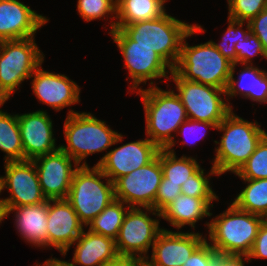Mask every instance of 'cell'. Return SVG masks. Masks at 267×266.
<instances>
[{"instance_id": "6da1fadb", "label": "cell", "mask_w": 267, "mask_h": 266, "mask_svg": "<svg viewBox=\"0 0 267 266\" xmlns=\"http://www.w3.org/2000/svg\"><path fill=\"white\" fill-rule=\"evenodd\" d=\"M145 111L146 137L159 149L173 150L176 141L173 132L188 119L186 109L174 90L156 86L137 90Z\"/></svg>"}, {"instance_id": "7a4b0ae2", "label": "cell", "mask_w": 267, "mask_h": 266, "mask_svg": "<svg viewBox=\"0 0 267 266\" xmlns=\"http://www.w3.org/2000/svg\"><path fill=\"white\" fill-rule=\"evenodd\" d=\"M203 32L205 30L198 24L187 32L181 44L178 62L173 70L185 80L226 89L232 62L224 57L211 41L195 46H189L186 42V38Z\"/></svg>"}, {"instance_id": "3957f363", "label": "cell", "mask_w": 267, "mask_h": 266, "mask_svg": "<svg viewBox=\"0 0 267 266\" xmlns=\"http://www.w3.org/2000/svg\"><path fill=\"white\" fill-rule=\"evenodd\" d=\"M223 132L215 149L213 167L220 175L226 172L236 173L253 154L257 144L267 134L258 122H249L234 114L233 110L218 124Z\"/></svg>"}, {"instance_id": "277c9868", "label": "cell", "mask_w": 267, "mask_h": 266, "mask_svg": "<svg viewBox=\"0 0 267 266\" xmlns=\"http://www.w3.org/2000/svg\"><path fill=\"white\" fill-rule=\"evenodd\" d=\"M264 220V217L243 211L231 203L206 224L209 244L219 254L248 256Z\"/></svg>"}, {"instance_id": "5b68a950", "label": "cell", "mask_w": 267, "mask_h": 266, "mask_svg": "<svg viewBox=\"0 0 267 266\" xmlns=\"http://www.w3.org/2000/svg\"><path fill=\"white\" fill-rule=\"evenodd\" d=\"M63 131L67 145H59V148L79 166L80 163L88 166L86 161H82L90 154L107 151L109 147L123 140L121 133L111 130L105 121L97 119L89 112L68 111Z\"/></svg>"}, {"instance_id": "8992f818", "label": "cell", "mask_w": 267, "mask_h": 266, "mask_svg": "<svg viewBox=\"0 0 267 266\" xmlns=\"http://www.w3.org/2000/svg\"><path fill=\"white\" fill-rule=\"evenodd\" d=\"M193 26L165 12L157 19L132 23L120 29L134 41V45L153 49L173 69L180 56L182 41Z\"/></svg>"}, {"instance_id": "52a82bcc", "label": "cell", "mask_w": 267, "mask_h": 266, "mask_svg": "<svg viewBox=\"0 0 267 266\" xmlns=\"http://www.w3.org/2000/svg\"><path fill=\"white\" fill-rule=\"evenodd\" d=\"M105 179V183L101 179ZM66 200L84 226L115 200L114 183L98 166H78Z\"/></svg>"}, {"instance_id": "ba28073f", "label": "cell", "mask_w": 267, "mask_h": 266, "mask_svg": "<svg viewBox=\"0 0 267 266\" xmlns=\"http://www.w3.org/2000/svg\"><path fill=\"white\" fill-rule=\"evenodd\" d=\"M44 56L34 37L0 41V94L6 101L42 65Z\"/></svg>"}, {"instance_id": "9c48e42d", "label": "cell", "mask_w": 267, "mask_h": 266, "mask_svg": "<svg viewBox=\"0 0 267 266\" xmlns=\"http://www.w3.org/2000/svg\"><path fill=\"white\" fill-rule=\"evenodd\" d=\"M170 75L169 80L176 84V94L186 109L188 119L218 125L232 111L230 103L223 98L225 89L185 80L174 70Z\"/></svg>"}, {"instance_id": "30bf717a", "label": "cell", "mask_w": 267, "mask_h": 266, "mask_svg": "<svg viewBox=\"0 0 267 266\" xmlns=\"http://www.w3.org/2000/svg\"><path fill=\"white\" fill-rule=\"evenodd\" d=\"M144 209L146 211H143ZM144 209H128L115 240L120 257H147L149 248L153 247L157 235L163 230L159 227V219L150 217L152 212V215L160 218V213L153 208Z\"/></svg>"}, {"instance_id": "8fae6325", "label": "cell", "mask_w": 267, "mask_h": 266, "mask_svg": "<svg viewBox=\"0 0 267 266\" xmlns=\"http://www.w3.org/2000/svg\"><path fill=\"white\" fill-rule=\"evenodd\" d=\"M109 34L122 53L124 67L129 71L128 74L133 83L130 90L136 92L137 87L141 83L146 84L147 80H151V87L155 86L152 80L160 78L169 80L170 76L167 74H171L173 69L157 52L149 47L134 45V41L121 29L115 28Z\"/></svg>"}, {"instance_id": "7c38bea8", "label": "cell", "mask_w": 267, "mask_h": 266, "mask_svg": "<svg viewBox=\"0 0 267 266\" xmlns=\"http://www.w3.org/2000/svg\"><path fill=\"white\" fill-rule=\"evenodd\" d=\"M162 178L159 150L150 163L114 182L115 199L129 207L153 208Z\"/></svg>"}, {"instance_id": "4fadbf2b", "label": "cell", "mask_w": 267, "mask_h": 266, "mask_svg": "<svg viewBox=\"0 0 267 266\" xmlns=\"http://www.w3.org/2000/svg\"><path fill=\"white\" fill-rule=\"evenodd\" d=\"M5 163V176H0L1 191L7 188L10 196L2 200L4 213L11 207L39 204L47 201L44 196L33 161Z\"/></svg>"}, {"instance_id": "5bb4252c", "label": "cell", "mask_w": 267, "mask_h": 266, "mask_svg": "<svg viewBox=\"0 0 267 266\" xmlns=\"http://www.w3.org/2000/svg\"><path fill=\"white\" fill-rule=\"evenodd\" d=\"M32 161L35 164L39 183L46 199H66L74 172L79 165L60 148Z\"/></svg>"}, {"instance_id": "9a60e30c", "label": "cell", "mask_w": 267, "mask_h": 266, "mask_svg": "<svg viewBox=\"0 0 267 266\" xmlns=\"http://www.w3.org/2000/svg\"><path fill=\"white\" fill-rule=\"evenodd\" d=\"M159 150L149 138L139 139L108 151L95 166L114 183L118 178L150 163Z\"/></svg>"}, {"instance_id": "2e32d148", "label": "cell", "mask_w": 267, "mask_h": 266, "mask_svg": "<svg viewBox=\"0 0 267 266\" xmlns=\"http://www.w3.org/2000/svg\"><path fill=\"white\" fill-rule=\"evenodd\" d=\"M47 221L48 247L67 255L84 230L77 213L66 199L48 200Z\"/></svg>"}, {"instance_id": "e0dca14e", "label": "cell", "mask_w": 267, "mask_h": 266, "mask_svg": "<svg viewBox=\"0 0 267 266\" xmlns=\"http://www.w3.org/2000/svg\"><path fill=\"white\" fill-rule=\"evenodd\" d=\"M24 151V160L55 152L56 139L53 137V123L46 111L17 114Z\"/></svg>"}, {"instance_id": "ac0fdd59", "label": "cell", "mask_w": 267, "mask_h": 266, "mask_svg": "<svg viewBox=\"0 0 267 266\" xmlns=\"http://www.w3.org/2000/svg\"><path fill=\"white\" fill-rule=\"evenodd\" d=\"M31 79L33 93L37 99L55 111L80 102L79 86L64 74L45 71L40 65L33 72Z\"/></svg>"}, {"instance_id": "d6986e66", "label": "cell", "mask_w": 267, "mask_h": 266, "mask_svg": "<svg viewBox=\"0 0 267 266\" xmlns=\"http://www.w3.org/2000/svg\"><path fill=\"white\" fill-rule=\"evenodd\" d=\"M206 240L194 232H174L163 229L152 247L151 260L159 266H183L185 261Z\"/></svg>"}, {"instance_id": "ffe728a7", "label": "cell", "mask_w": 267, "mask_h": 266, "mask_svg": "<svg viewBox=\"0 0 267 266\" xmlns=\"http://www.w3.org/2000/svg\"><path fill=\"white\" fill-rule=\"evenodd\" d=\"M49 19L18 0H0V41L34 37Z\"/></svg>"}, {"instance_id": "44dd1931", "label": "cell", "mask_w": 267, "mask_h": 266, "mask_svg": "<svg viewBox=\"0 0 267 266\" xmlns=\"http://www.w3.org/2000/svg\"><path fill=\"white\" fill-rule=\"evenodd\" d=\"M76 247L73 261L75 266H104L120 258L116 242L112 238L83 230L74 242Z\"/></svg>"}, {"instance_id": "7402d4cb", "label": "cell", "mask_w": 267, "mask_h": 266, "mask_svg": "<svg viewBox=\"0 0 267 266\" xmlns=\"http://www.w3.org/2000/svg\"><path fill=\"white\" fill-rule=\"evenodd\" d=\"M10 212H15L16 229L24 240L35 247L48 248V200L39 204L11 207L4 213V219L8 218Z\"/></svg>"}, {"instance_id": "603a6c76", "label": "cell", "mask_w": 267, "mask_h": 266, "mask_svg": "<svg viewBox=\"0 0 267 266\" xmlns=\"http://www.w3.org/2000/svg\"><path fill=\"white\" fill-rule=\"evenodd\" d=\"M238 64H232L231 75L225 89L226 99L237 95L249 99L252 102L267 104V71L259 69L249 64H244L239 77L234 78L235 67ZM228 97V98H227Z\"/></svg>"}, {"instance_id": "cb8c5ba5", "label": "cell", "mask_w": 267, "mask_h": 266, "mask_svg": "<svg viewBox=\"0 0 267 266\" xmlns=\"http://www.w3.org/2000/svg\"><path fill=\"white\" fill-rule=\"evenodd\" d=\"M210 207L202 198L191 197L181 193L160 212V217L169 221L176 229H181L185 225L195 228V223L198 220L203 219L205 216L211 217Z\"/></svg>"}, {"instance_id": "d4e9b609", "label": "cell", "mask_w": 267, "mask_h": 266, "mask_svg": "<svg viewBox=\"0 0 267 266\" xmlns=\"http://www.w3.org/2000/svg\"><path fill=\"white\" fill-rule=\"evenodd\" d=\"M166 1L168 0H117V21H111L110 32L132 23L161 17L166 12Z\"/></svg>"}, {"instance_id": "484cf974", "label": "cell", "mask_w": 267, "mask_h": 266, "mask_svg": "<svg viewBox=\"0 0 267 266\" xmlns=\"http://www.w3.org/2000/svg\"><path fill=\"white\" fill-rule=\"evenodd\" d=\"M160 163L163 178H167V183L180 186L201 168L195 158L185 155L177 158L174 150L167 149H160Z\"/></svg>"}, {"instance_id": "4316f807", "label": "cell", "mask_w": 267, "mask_h": 266, "mask_svg": "<svg viewBox=\"0 0 267 266\" xmlns=\"http://www.w3.org/2000/svg\"><path fill=\"white\" fill-rule=\"evenodd\" d=\"M0 150L5 162L24 161V151L17 114L0 110Z\"/></svg>"}, {"instance_id": "83f0119b", "label": "cell", "mask_w": 267, "mask_h": 266, "mask_svg": "<svg viewBox=\"0 0 267 266\" xmlns=\"http://www.w3.org/2000/svg\"><path fill=\"white\" fill-rule=\"evenodd\" d=\"M247 186L232 202L237 208L267 219V179H242Z\"/></svg>"}, {"instance_id": "f1b7e54d", "label": "cell", "mask_w": 267, "mask_h": 266, "mask_svg": "<svg viewBox=\"0 0 267 266\" xmlns=\"http://www.w3.org/2000/svg\"><path fill=\"white\" fill-rule=\"evenodd\" d=\"M121 200L112 201L97 217L89 223V230L116 240L124 217L130 208ZM127 207V208H126Z\"/></svg>"}, {"instance_id": "f546056e", "label": "cell", "mask_w": 267, "mask_h": 266, "mask_svg": "<svg viewBox=\"0 0 267 266\" xmlns=\"http://www.w3.org/2000/svg\"><path fill=\"white\" fill-rule=\"evenodd\" d=\"M235 174L241 179H267V134Z\"/></svg>"}, {"instance_id": "4dcf8cb0", "label": "cell", "mask_w": 267, "mask_h": 266, "mask_svg": "<svg viewBox=\"0 0 267 266\" xmlns=\"http://www.w3.org/2000/svg\"><path fill=\"white\" fill-rule=\"evenodd\" d=\"M210 175L219 176L213 166L208 176H205L204 169L200 168L194 175L188 178L186 183L181 185V193L191 197L202 198L213 207L212 202L214 200L218 201V196L213 192L212 187H210Z\"/></svg>"}, {"instance_id": "1f68e13d", "label": "cell", "mask_w": 267, "mask_h": 266, "mask_svg": "<svg viewBox=\"0 0 267 266\" xmlns=\"http://www.w3.org/2000/svg\"><path fill=\"white\" fill-rule=\"evenodd\" d=\"M228 27L225 33L222 36V42L220 44H216L214 41L211 40L213 45L219 50V52L226 57L228 60L235 64V44L238 41H241L242 38H247V36L251 33L250 32V25L249 22H246V29H242L245 22L237 21L228 18ZM237 26V27H236Z\"/></svg>"}, {"instance_id": "d6a6232c", "label": "cell", "mask_w": 267, "mask_h": 266, "mask_svg": "<svg viewBox=\"0 0 267 266\" xmlns=\"http://www.w3.org/2000/svg\"><path fill=\"white\" fill-rule=\"evenodd\" d=\"M77 3V11L86 22L105 19L109 15L112 20L116 19V3L113 0H78Z\"/></svg>"}, {"instance_id": "836d02e7", "label": "cell", "mask_w": 267, "mask_h": 266, "mask_svg": "<svg viewBox=\"0 0 267 266\" xmlns=\"http://www.w3.org/2000/svg\"><path fill=\"white\" fill-rule=\"evenodd\" d=\"M228 18L249 22L267 8V0H227Z\"/></svg>"}, {"instance_id": "e575fe53", "label": "cell", "mask_w": 267, "mask_h": 266, "mask_svg": "<svg viewBox=\"0 0 267 266\" xmlns=\"http://www.w3.org/2000/svg\"><path fill=\"white\" fill-rule=\"evenodd\" d=\"M235 64H249L252 65L253 56L261 55L267 59L262 47L261 41L252 33L247 38H242L235 44Z\"/></svg>"}, {"instance_id": "d590c367", "label": "cell", "mask_w": 267, "mask_h": 266, "mask_svg": "<svg viewBox=\"0 0 267 266\" xmlns=\"http://www.w3.org/2000/svg\"><path fill=\"white\" fill-rule=\"evenodd\" d=\"M217 126L218 125L215 123L202 122V121H195V120L187 119L179 126L177 132H178V135L179 134H181L182 136L184 135L182 145L185 143L189 144V142L193 144L194 141H198L200 139H203V137L206 135L204 133L205 129H208V128L217 129ZM192 140H193V142H192Z\"/></svg>"}, {"instance_id": "8d00e7d4", "label": "cell", "mask_w": 267, "mask_h": 266, "mask_svg": "<svg viewBox=\"0 0 267 266\" xmlns=\"http://www.w3.org/2000/svg\"><path fill=\"white\" fill-rule=\"evenodd\" d=\"M179 194H181L180 185L167 183V178H162L153 209L160 213L167 205L174 201Z\"/></svg>"}, {"instance_id": "74e56055", "label": "cell", "mask_w": 267, "mask_h": 266, "mask_svg": "<svg viewBox=\"0 0 267 266\" xmlns=\"http://www.w3.org/2000/svg\"><path fill=\"white\" fill-rule=\"evenodd\" d=\"M217 254L206 239L185 261L183 266H214Z\"/></svg>"}, {"instance_id": "f35d334b", "label": "cell", "mask_w": 267, "mask_h": 266, "mask_svg": "<svg viewBox=\"0 0 267 266\" xmlns=\"http://www.w3.org/2000/svg\"><path fill=\"white\" fill-rule=\"evenodd\" d=\"M249 25L250 32L261 41L263 50L267 56V8L252 18L249 21Z\"/></svg>"}, {"instance_id": "ab89813d", "label": "cell", "mask_w": 267, "mask_h": 266, "mask_svg": "<svg viewBox=\"0 0 267 266\" xmlns=\"http://www.w3.org/2000/svg\"><path fill=\"white\" fill-rule=\"evenodd\" d=\"M250 261L251 258L255 259H267V219L261 224L258 235L255 238L254 245L250 254L248 255Z\"/></svg>"}, {"instance_id": "60d3db41", "label": "cell", "mask_w": 267, "mask_h": 266, "mask_svg": "<svg viewBox=\"0 0 267 266\" xmlns=\"http://www.w3.org/2000/svg\"><path fill=\"white\" fill-rule=\"evenodd\" d=\"M245 262H251L246 255H225L218 253L214 266H245Z\"/></svg>"}, {"instance_id": "b9f144b4", "label": "cell", "mask_w": 267, "mask_h": 266, "mask_svg": "<svg viewBox=\"0 0 267 266\" xmlns=\"http://www.w3.org/2000/svg\"><path fill=\"white\" fill-rule=\"evenodd\" d=\"M35 266H75L71 262L65 260H59L56 258L47 259L43 265L35 264Z\"/></svg>"}, {"instance_id": "7bdbcfd3", "label": "cell", "mask_w": 267, "mask_h": 266, "mask_svg": "<svg viewBox=\"0 0 267 266\" xmlns=\"http://www.w3.org/2000/svg\"><path fill=\"white\" fill-rule=\"evenodd\" d=\"M104 266H135V258L120 257L115 262L108 263Z\"/></svg>"}, {"instance_id": "ee69618b", "label": "cell", "mask_w": 267, "mask_h": 266, "mask_svg": "<svg viewBox=\"0 0 267 266\" xmlns=\"http://www.w3.org/2000/svg\"><path fill=\"white\" fill-rule=\"evenodd\" d=\"M135 266H159L155 264L149 257H135Z\"/></svg>"}, {"instance_id": "f6af8a7d", "label": "cell", "mask_w": 267, "mask_h": 266, "mask_svg": "<svg viewBox=\"0 0 267 266\" xmlns=\"http://www.w3.org/2000/svg\"><path fill=\"white\" fill-rule=\"evenodd\" d=\"M2 191H1V182H0V193H1ZM2 198H0V223H1V221H3L4 220V210H3V205H2V200H1Z\"/></svg>"}, {"instance_id": "bcb514c9", "label": "cell", "mask_w": 267, "mask_h": 266, "mask_svg": "<svg viewBox=\"0 0 267 266\" xmlns=\"http://www.w3.org/2000/svg\"><path fill=\"white\" fill-rule=\"evenodd\" d=\"M5 102H6V99L0 94V107L4 105Z\"/></svg>"}]
</instances>
